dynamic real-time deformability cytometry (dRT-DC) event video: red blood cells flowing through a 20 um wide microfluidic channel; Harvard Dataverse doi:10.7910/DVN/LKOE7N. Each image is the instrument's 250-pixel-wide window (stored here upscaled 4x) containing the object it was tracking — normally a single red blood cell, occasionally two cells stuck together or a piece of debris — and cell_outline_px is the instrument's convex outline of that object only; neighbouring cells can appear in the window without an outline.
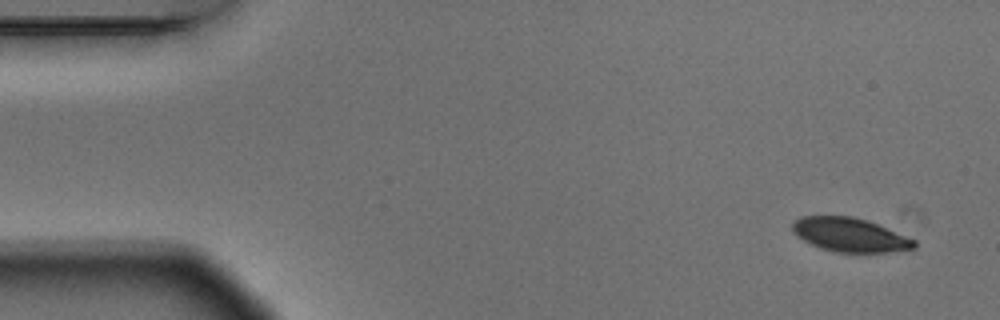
{"species": "Egyptian fruit bat (a non-hibernating species)", "species_latin": "Rousettus aegyptiacus", "temperature_condition": "warm", "stored_images_in_passage": 13, "camera_frame_rate_fps": 3000, "um_per_image_px": 0.085, "animal": {"sex": "male"}, "frame": {"image": 1, "passage_image": 1, "time_ms": 0.0, "image_size_px": [1000, 320], "cell_outline_px": [[916, 248], [888, 252], [836, 252], [820, 248], [796, 236], [792, 232], [792, 224], [800, 216], [852, 216], [868, 220], [916, 240]], "centroid_in_image_um": [72.24, 19.95], "position_along_channel_um": 12.8, "area_um2": 24.04}}
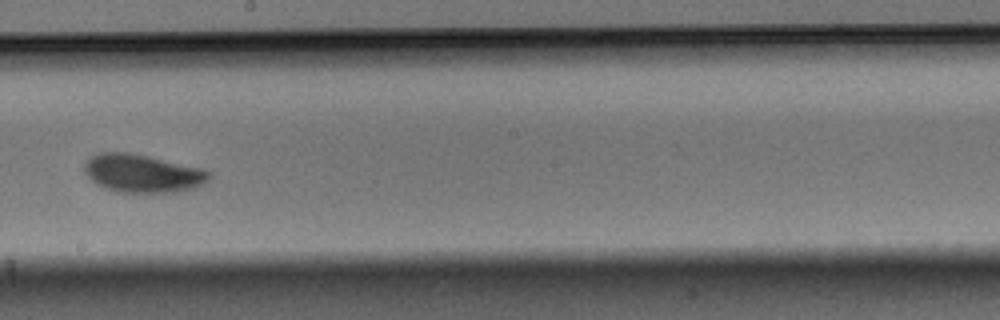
{"frame": {"image": 2, "passage_image": 8, "time_ms": 2.333, "image_size_px": [1000, 320], "cell_outline_px": [[212, 176], [208, 180], [192, 188], [176, 192], [116, 192], [96, 184], [84, 172], [84, 164], [92, 156], [100, 152], [128, 152], [148, 156], [204, 168], [212, 172]], "centroid_in_image_um": [12.13, 14.73], "position_along_channel_um": 236.1, "area_um2": 27.69}}
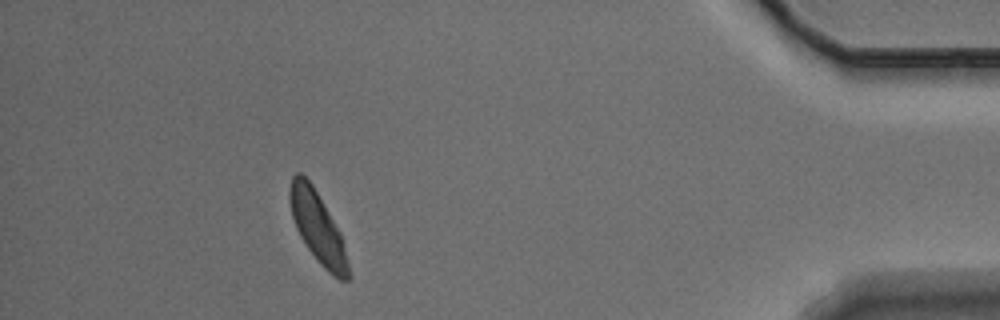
{"frame": {"image": 3, "passage_image": 13, "time_ms": 4.0, "image_size_px": [1000, 320], "cell_outline_px": [[352, 276], [348, 280], [340, 280], [328, 272], [320, 264], [308, 248], [300, 236], [296, 228], [292, 216], [288, 200], [288, 192], [292, 176], [296, 172], [300, 172], [312, 184], [340, 232]], "centroid_in_image_um": [26.99, 19.34], "position_along_channel_um": 408.2, "area_um2": 24.1}}